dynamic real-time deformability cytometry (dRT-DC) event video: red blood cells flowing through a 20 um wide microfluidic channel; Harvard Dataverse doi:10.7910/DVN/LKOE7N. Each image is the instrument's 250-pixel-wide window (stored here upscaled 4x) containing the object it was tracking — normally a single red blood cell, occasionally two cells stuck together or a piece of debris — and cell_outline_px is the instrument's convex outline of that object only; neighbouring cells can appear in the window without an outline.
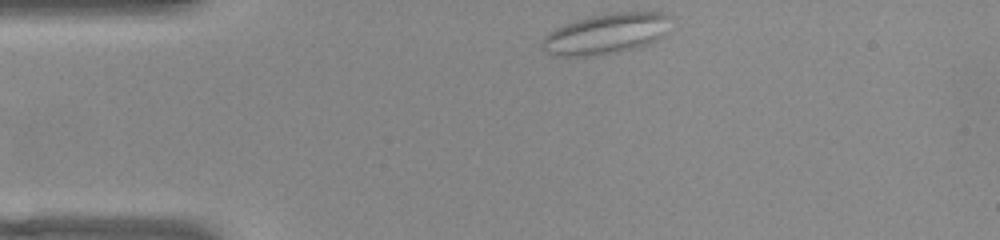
{"species": "common noctule bat (a hibernating species)", "species_latin": "Nyctalus noctula", "temperature_condition": "warm", "stored_images_in_passage": 42, "camera_frame_rate_fps": 3000, "um_per_image_px": 0.085, "animal": {"sex": "female", "body_mass_g": 22.0, "forearm_length_mm": 56.7}, "frame": {"image": 1, "passage_image": 1, "time_ms": 0.0, "image_size_px": [1000, 240], "cell_outline_px": [[672, 16], [664, 36], [648, 44], [636, 48], [620, 52], [596, 56], [552, 56], [544, 52], [540, 48], [540, 44], [544, 36], [548, 32], [556, 28], [576, 20], [588, 16], [616, 12], [664, 12]], "centroid_in_image_um": [51.49, 2.88], "position_along_channel_um": 33.5, "area_um2": 30.92}}
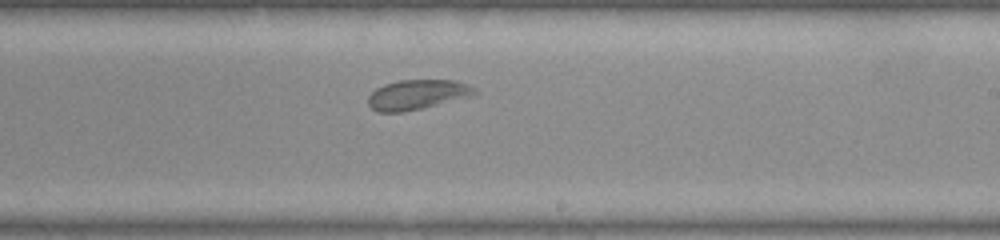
{"frame": {"image": 2, "passage_image": 21, "time_ms": 6.667, "image_size_px": [1000, 240], "cell_outline_px": [[480, 92], [476, 96], [404, 112], [376, 112], [368, 104], [368, 96], [376, 88], [384, 84], [400, 80], [456, 80], [468, 84], [476, 88]], "centroid_in_image_um": [35.54, 8.04], "position_along_channel_um": 253.5, "area_um2": 18.9}}
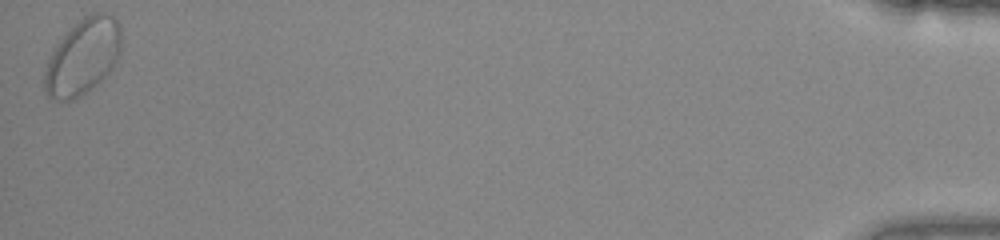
{"frame": {"image": 3, "passage_image": 42, "time_ms": 13.667, "image_size_px": [1000, 240], "cell_outline_px": [[120, 52], [112, 68], [100, 84], [80, 96], [68, 100], [56, 100], [48, 96], [44, 92], [44, 72], [48, 60], [56, 44], [84, 16], [92, 12], [108, 12], [116, 16], [120, 24]], "centroid_in_image_um": [7.06, 4.82], "position_along_channel_um": 428.1, "area_um2": 34.04}, "authors_computed_cell_mechanics": {"area_um2": 20.1722, "velocity_mm_per_s": 3.9102, "shape_relaxation_time_tau1_ms": null, "shape_relaxation_time_tau2_ms": 2.5089, "deformation_change_tau1": null, "deformation_change_tau2": 0.0482}}